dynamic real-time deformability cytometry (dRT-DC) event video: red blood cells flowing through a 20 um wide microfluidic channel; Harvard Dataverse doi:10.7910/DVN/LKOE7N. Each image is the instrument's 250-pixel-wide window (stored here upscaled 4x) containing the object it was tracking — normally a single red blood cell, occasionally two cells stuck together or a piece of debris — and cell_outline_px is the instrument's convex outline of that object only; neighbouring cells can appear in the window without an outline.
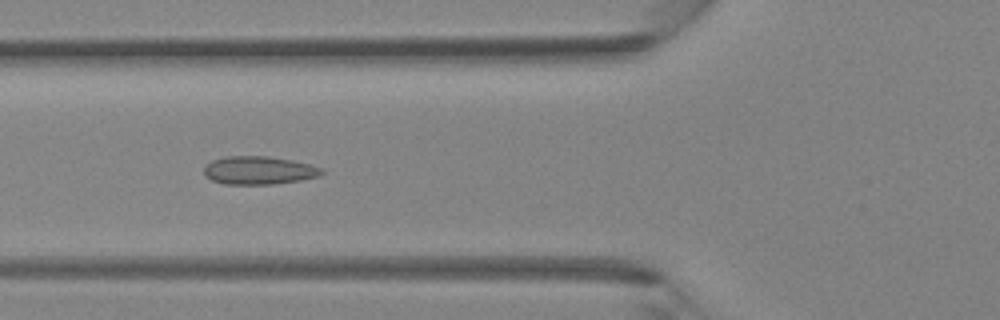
{"species": "Egyptian fruit bat (a non-hibernating species)", "species_latin": "Rousettus aegyptiacus", "temperature_condition": "room temperature", "stored_images_in_passage": 42, "segment_of_instrument_passage": [1, 2], "camera_frame_rate_fps": 3000, "um_per_image_px": 0.085, "animal": {"sex": "female"}, "frame": {"image": 1, "passage_image": 15, "time_ms": 4.667, "image_size_px": [1000, 320], "cell_outline_px": [[324, 172], [320, 176], [300, 180], [272, 184], [224, 184], [212, 180], [204, 176], [204, 168], [212, 160], [224, 156], [268, 156], [292, 160], [324, 168]], "centroid_in_image_um": [22.0, 14.48], "position_along_channel_um": 103.8, "area_um2": 19.36}}
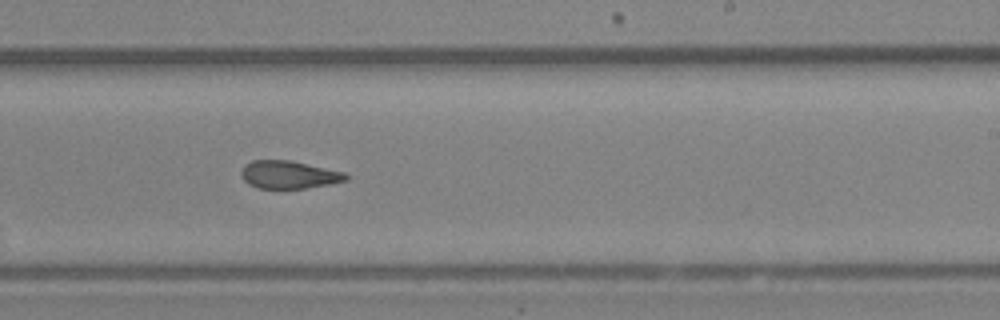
{"frame": {"image": 2, "passage_image": 25, "time_ms": 8.0, "image_size_px": [1000, 320], "cell_outline_px": [[348, 180], [328, 184], [304, 188], [256, 188], [248, 184], [240, 176], [240, 172], [244, 164], [252, 160], [292, 160], [344, 172], [348, 176]], "centroid_in_image_um": [24.51, 14.84], "position_along_channel_um": 264.5, "area_um2": 17.05}}
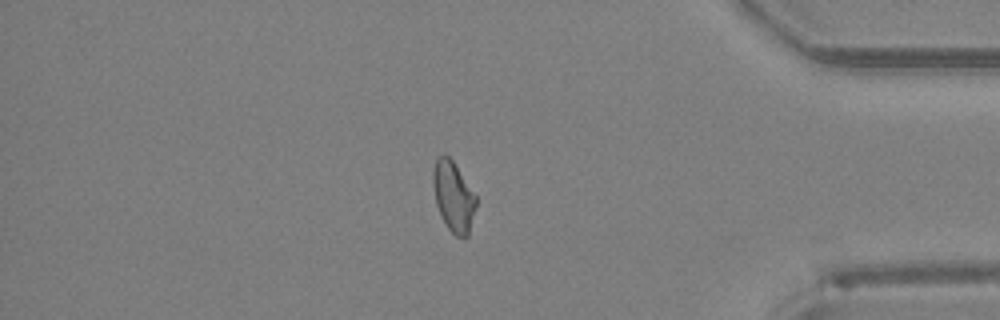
{"frame": {"image": 3, "passage_image": 35, "time_ms": 11.333, "image_size_px": [1000, 320], "cell_outline_px": [[476, 208], [468, 236], [456, 236], [448, 228], [440, 216], [436, 204], [432, 184], [432, 172], [436, 160], [440, 156], [448, 156], [452, 160], [476, 196]], "centroid_in_image_um": [38.53, 16.72], "position_along_channel_um": 396.7, "area_um2": 17.4}}